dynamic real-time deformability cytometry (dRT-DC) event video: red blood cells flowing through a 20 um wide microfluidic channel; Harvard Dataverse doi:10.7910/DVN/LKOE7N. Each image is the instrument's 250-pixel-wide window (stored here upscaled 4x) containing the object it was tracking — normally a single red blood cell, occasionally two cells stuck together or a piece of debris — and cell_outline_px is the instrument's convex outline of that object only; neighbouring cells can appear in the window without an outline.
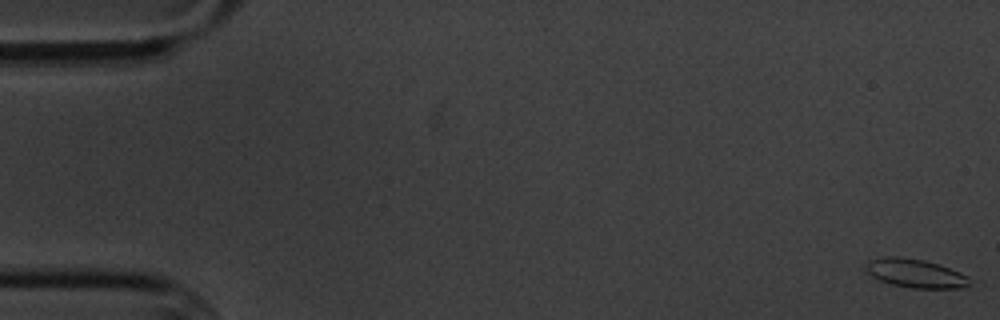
{"species": "common noctule bat (a hibernating species)", "species_latin": "Nyctalus noctula", "temperature_condition": "cold", "stored_images_in_passage": 7, "camera_frame_rate_fps": 3000, "um_per_image_px": 0.085, "animal": {"sex": "male", "body_mass_g": 20.1, "forearm_length_mm": 53.5}, "frame": {"image": 1, "passage_image": 1, "time_ms": 0.0, "image_size_px": [1000, 320], "cell_outline_px": [[968, 284], [960, 288], [912, 288], [892, 284], [880, 280], [872, 276], [868, 272], [864, 264], [868, 260], [884, 256], [900, 256], [924, 260], [960, 272], [968, 276]], "centroid_in_image_um": [77.75, 23.21], "position_along_channel_um": 7.3, "area_um2": 17.17}}
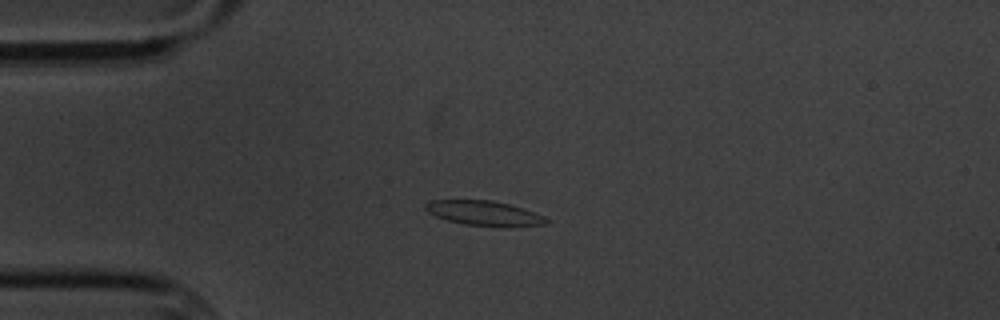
{"frame": {"image": 2, "passage_image": 5, "time_ms": 4.667, "image_size_px": [1000, 320], "cell_outline_px": [[552, 220], [544, 224], [504, 228], [464, 224], [448, 220], [436, 216], [428, 212], [424, 208], [424, 204], [428, 200], [492, 200], [524, 208], [544, 216]], "centroid_in_image_um": [41.18, 18.13], "position_along_channel_um": 43.8, "area_um2": 17.74}}
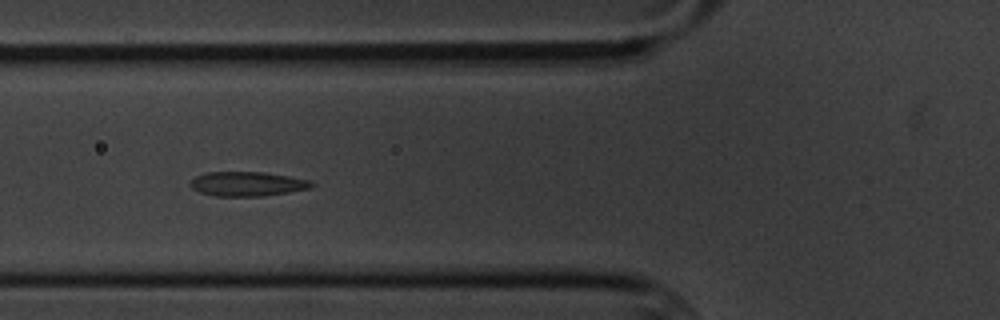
{"frame": {"image": 3, "passage_image": 7, "time_ms": 7.0, "image_size_px": [1000, 320], "cell_outline_px": [[316, 184], [312, 188], [264, 196], [216, 196], [200, 192], [192, 188], [188, 184], [196, 176], [208, 172], [264, 172], [312, 180]], "centroid_in_image_um": [21.06, 15.63], "position_along_channel_um": 104.7, "area_um2": 17.34}}